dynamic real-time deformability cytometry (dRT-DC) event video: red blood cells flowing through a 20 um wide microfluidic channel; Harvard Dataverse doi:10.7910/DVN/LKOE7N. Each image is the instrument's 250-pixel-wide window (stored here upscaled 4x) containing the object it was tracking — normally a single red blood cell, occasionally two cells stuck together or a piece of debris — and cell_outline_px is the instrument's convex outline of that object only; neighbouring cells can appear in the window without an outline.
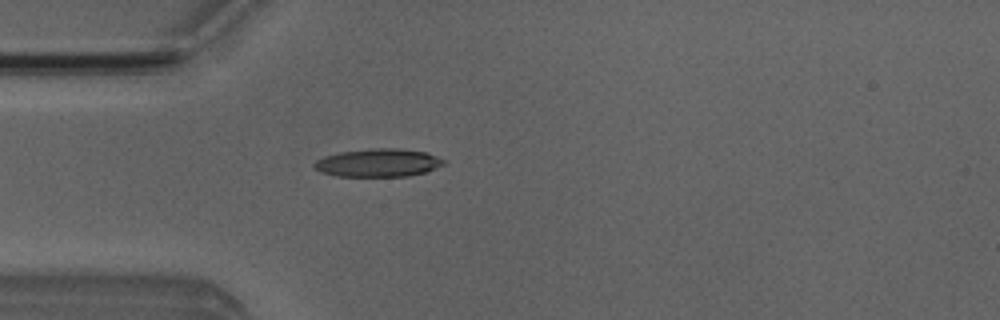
{"species": "Egyptian fruit bat (a non-hibernating species)", "species_latin": "Rousettus aegyptiacus", "temperature_condition": "room temperature", "stored_images_in_passage": 4, "camera_frame_rate_fps": 3000, "um_per_image_px": 0.085, "animal": {"sex": "male"}, "frame": {"image": 1, "passage_image": 4, "time_ms": 3.333, "image_size_px": [1000, 320], "cell_outline_px": [[444, 164], [424, 172], [408, 176], [336, 176], [320, 172], [312, 164], [316, 160], [324, 156], [340, 152], [372, 148], [400, 148], [424, 152], [444, 160]], "centroid_in_image_um": [32.09, 13.83], "position_along_channel_um": 52.9, "area_um2": 20.98}}